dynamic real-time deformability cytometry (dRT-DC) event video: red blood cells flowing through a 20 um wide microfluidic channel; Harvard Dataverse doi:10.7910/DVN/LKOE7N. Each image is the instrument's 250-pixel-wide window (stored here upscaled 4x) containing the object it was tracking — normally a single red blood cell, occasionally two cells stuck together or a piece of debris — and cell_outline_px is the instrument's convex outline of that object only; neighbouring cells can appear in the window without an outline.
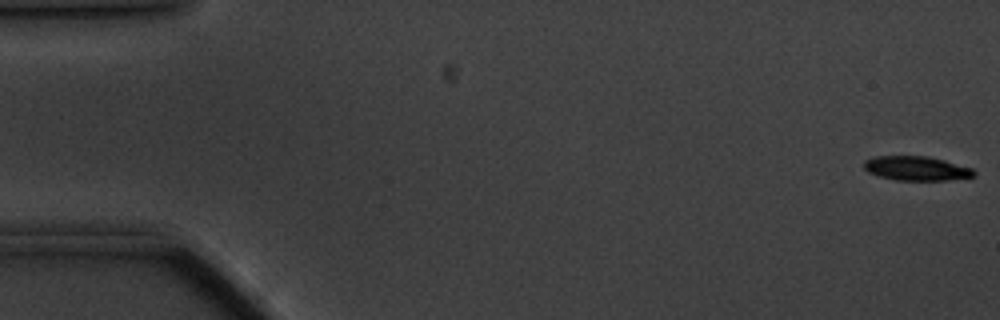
{"species": "common noctule bat (a hibernating species)", "species_latin": "Nyctalus noctula", "temperature_condition": "cold", "stored_images_in_passage": 58, "camera_frame_rate_fps": 3000, "um_per_image_px": 0.085, "animal": {"sex": "male", "body_mass_g": 20.1, "forearm_length_mm": 53.5}, "frame": {"image": 1, "passage_image": 1, "time_ms": 0.0, "image_size_px": [1000, 320], "cell_outline_px": [[976, 176], [948, 180], [896, 180], [880, 176], [868, 172], [864, 168], [864, 160], [876, 156], [928, 156], [944, 160], [972, 168], [976, 172]], "centroid_in_image_um": [77.91, 14.31], "position_along_channel_um": 7.1, "area_um2": 15.55}}
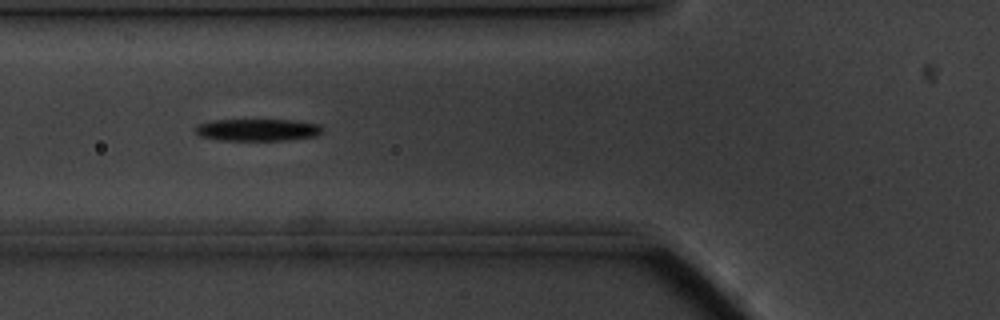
{"frame": {"image": 2, "passage_image": 21, "time_ms": 6.667, "image_size_px": [1000, 320], "cell_outline_px": [[324, 128], [316, 136], [288, 140], [220, 140], [200, 136], [196, 132], [196, 128], [200, 124], [212, 120], [292, 120], [320, 124]], "centroid_in_image_um": [21.94, 11.04], "position_along_channel_um": 103.9, "area_um2": 16.24}}
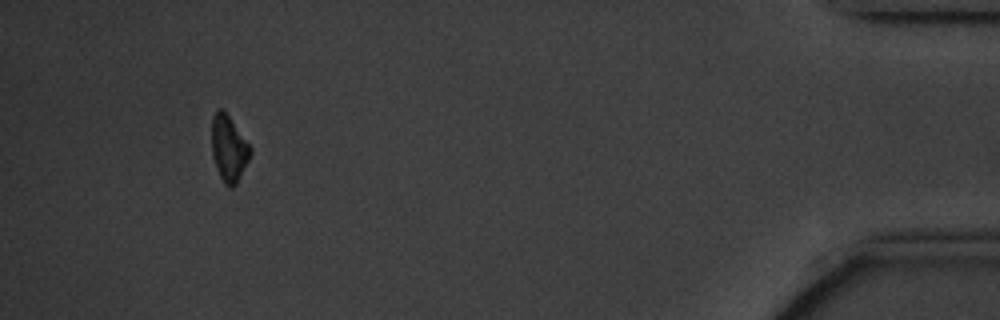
{"frame": {"image": 3, "passage_image": 54, "time_ms": 17.667, "image_size_px": [1000, 320], "cell_outline_px": [[252, 152], [236, 184], [232, 188], [224, 184], [216, 168], [212, 156], [212, 116], [220, 108], [228, 116], [252, 148]], "centroid_in_image_um": [19.44, 12.65], "position_along_channel_um": 415.8, "area_um2": 14.57}, "authors_computed_cell_mechanics": {"area_um2": 16.2129, "velocity_mm_per_s": 3.4579, "shape_relaxation_time_tau1_ms": 2.4206, "shape_relaxation_time_tau2_ms": null, "deformation_change_tau1": 0.1166, "deformation_change_tau2": null}}